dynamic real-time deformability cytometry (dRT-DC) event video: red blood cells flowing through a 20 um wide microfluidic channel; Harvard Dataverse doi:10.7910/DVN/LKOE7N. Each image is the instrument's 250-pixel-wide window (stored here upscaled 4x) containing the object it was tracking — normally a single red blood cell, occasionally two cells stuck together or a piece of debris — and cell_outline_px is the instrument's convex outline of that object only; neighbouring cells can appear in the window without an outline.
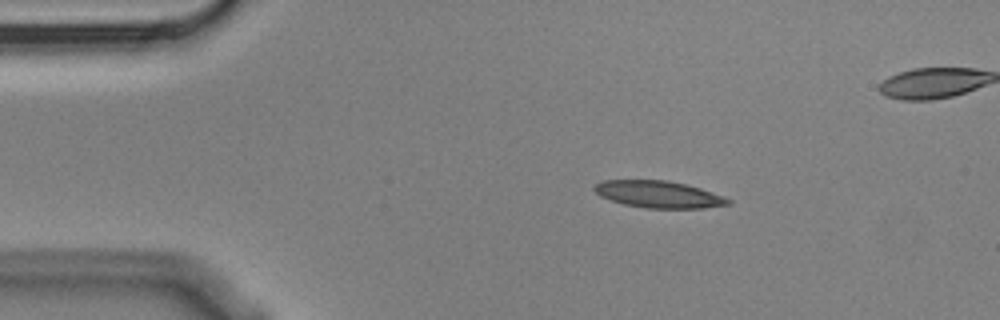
{"species": "Egyptian fruit bat (a non-hibernating species)", "species_latin": "Rousettus aegyptiacus", "temperature_condition": "cold", "stored_images_in_passage": 4, "camera_frame_rate_fps": 3000, "um_per_image_px": 0.085, "animal": {"sex": "male"}, "frame": {"image": 1, "passage_image": 1, "time_ms": 0.0, "image_size_px": [1000, 320], "cell_outline_px": [[732, 204], [704, 208], [648, 208], [624, 204], [600, 196], [592, 188], [596, 184], [604, 180], [668, 180], [700, 188], [724, 196], [732, 200]], "centroid_in_image_um": [56.02, 16.52], "position_along_channel_um": 29.0, "area_um2": 20.92}}
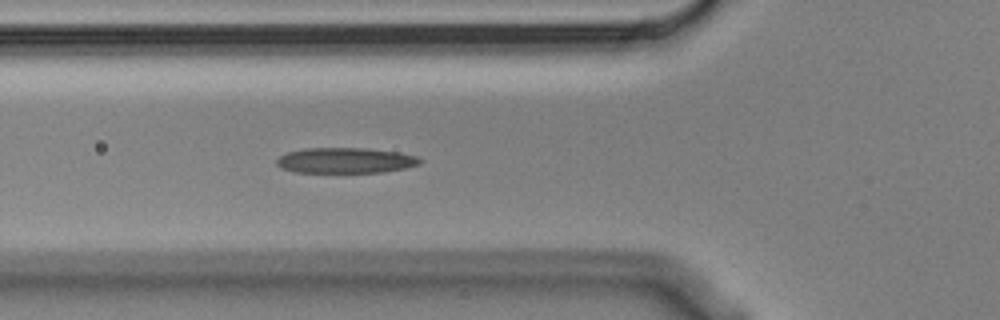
{"frame": {"image": 2, "passage_image": 4, "time_ms": 1.0, "image_size_px": [1000, 320], "cell_outline_px": [[424, 160], [420, 164], [404, 168], [384, 172], [296, 172], [280, 168], [276, 164], [276, 160], [280, 156], [288, 152], [304, 148], [368, 148], [400, 152], [416, 156]], "centroid_in_image_um": [29.38, 13.63], "position_along_channel_um": 96.4, "area_um2": 21.39}}